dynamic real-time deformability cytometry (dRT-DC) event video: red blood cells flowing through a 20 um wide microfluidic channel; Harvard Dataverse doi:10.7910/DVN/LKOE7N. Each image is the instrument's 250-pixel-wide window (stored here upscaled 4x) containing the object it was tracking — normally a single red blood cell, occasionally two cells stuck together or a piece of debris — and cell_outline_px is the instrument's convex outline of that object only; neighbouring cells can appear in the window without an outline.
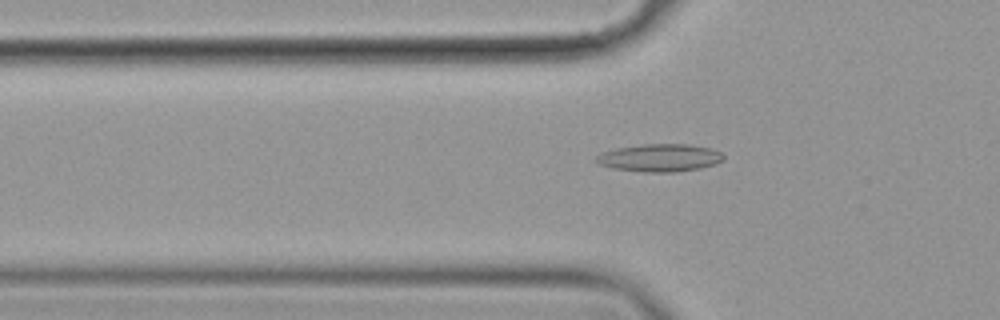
{"species": "common noctule bat (a hibernating species)", "species_latin": "Nyctalus noctula", "temperature_condition": "cold", "stored_images_in_passage": 58, "camera_frame_rate_fps": 3000, "um_per_image_px": 0.085, "animal": {"sex": "female", "body_mass_g": 19.9}, "frame": {"image": 1, "passage_image": 20, "time_ms": 6.333, "image_size_px": [1000, 320], "cell_outline_px": [[724, 160], [716, 164], [700, 168], [676, 172], [644, 172], [612, 168], [600, 164], [592, 160], [600, 152], [616, 148], [644, 144], [688, 144], [708, 148], [720, 152], [724, 156]], "centroid_in_image_um": [56.05, 13.41], "position_along_channel_um": 69.8, "area_um2": 20.63}}
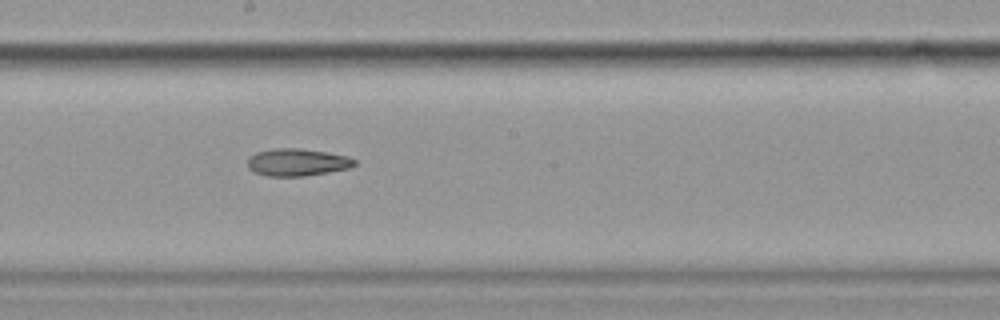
{"frame": {"image": 2, "passage_image": 33, "time_ms": 10.667, "image_size_px": [1000, 320], "cell_outline_px": [[356, 164], [352, 168], [304, 176], [268, 176], [252, 172], [248, 168], [248, 156], [256, 152], [276, 148], [300, 148], [348, 156], [356, 160]], "centroid_in_image_um": [25.25, 13.8], "position_along_channel_um": 222.9, "area_um2": 17.17}}
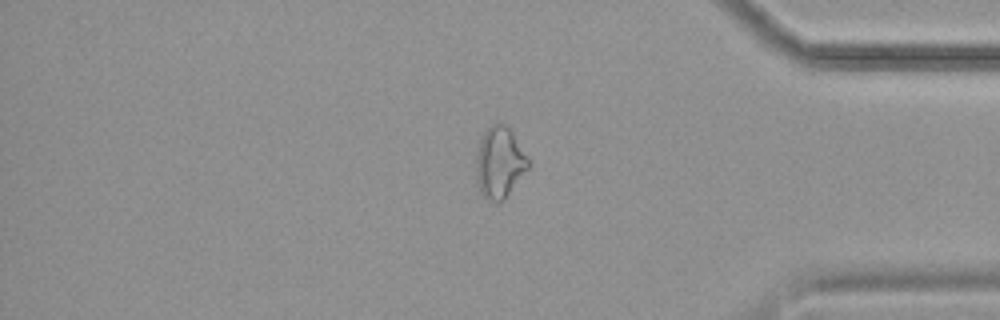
{"frame": {"image": 3, "passage_image": 49, "time_ms": 16.0, "image_size_px": [1000, 320], "cell_outline_px": [[532, 164], [504, 200], [488, 200], [480, 192], [476, 184], [476, 156], [480, 136], [492, 124], [508, 124]], "centroid_in_image_um": [42.47, 13.79], "position_along_channel_um": 392.7, "area_um2": 21.91}}